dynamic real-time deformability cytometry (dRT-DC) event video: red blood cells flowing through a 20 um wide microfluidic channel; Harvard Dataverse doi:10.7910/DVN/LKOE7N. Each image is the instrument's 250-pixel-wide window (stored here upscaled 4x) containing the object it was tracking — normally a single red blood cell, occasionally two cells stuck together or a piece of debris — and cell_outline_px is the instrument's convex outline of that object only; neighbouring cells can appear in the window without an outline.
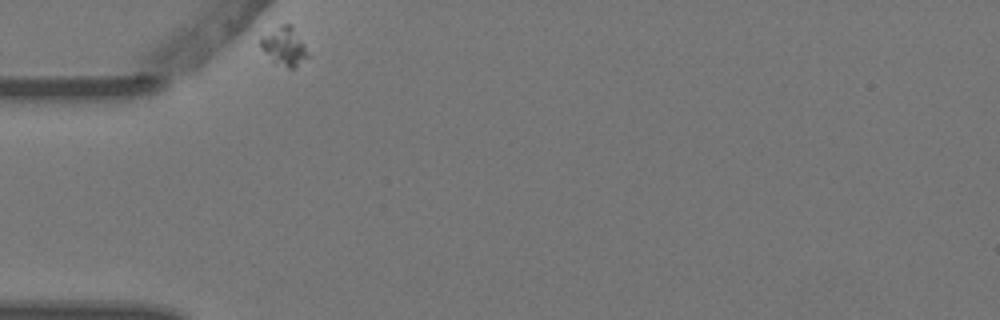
{"species": "Egyptian fruit bat (a non-hibernating species)", "species_latin": "Rousettus aegyptiacus", "temperature_condition": "warm", "stored_images_in_passage": 5, "camera_frame_rate_fps": 3000, "um_per_image_px": 0.085, "animal": {"sex": "female"}, "frame": {"image": 1, "passage_image": 1, "time_ms": 0.0, "image_size_px": [1000, 320], "cell_outline_px": [[308, 56], [296, 68], [288, 68], [272, 60], [260, 44], [260, 36], [280, 24], [292, 24], [304, 44]], "centroid_in_image_um": [24.17, 3.9], "position_along_channel_um": 60.8, "area_um2": 10.4}}